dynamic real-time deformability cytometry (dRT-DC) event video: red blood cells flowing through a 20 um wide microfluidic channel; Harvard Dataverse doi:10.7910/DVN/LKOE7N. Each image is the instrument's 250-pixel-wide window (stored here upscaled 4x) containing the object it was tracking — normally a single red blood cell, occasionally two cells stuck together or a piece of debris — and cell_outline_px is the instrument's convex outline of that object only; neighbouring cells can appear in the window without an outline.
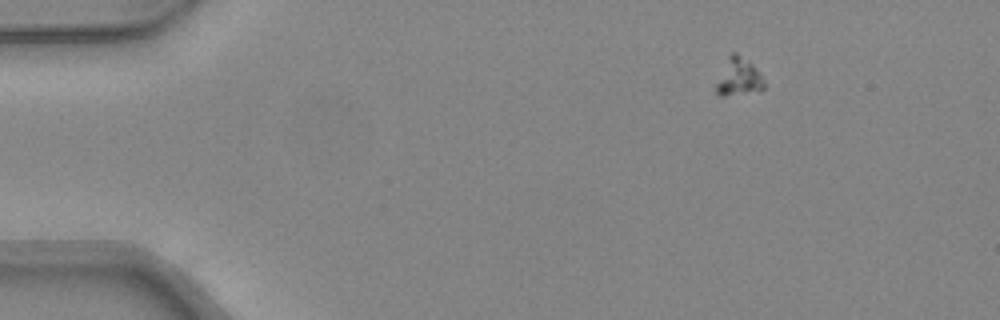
{"species": "common noctule bat (a hibernating species)", "species_latin": "Nyctalus noctula", "temperature_condition": "warm", "stored_images_in_passage": 49, "camera_frame_rate_fps": 3000, "um_per_image_px": 0.085, "animal": {"sex": "female", "body_mass_g": 24.6, "forearm_length_mm": 56.2}, "frame": {"image": 1, "passage_image": 8, "time_ms": 2.333, "image_size_px": [1000, 320], "cell_outline_px": [[764, 88], [724, 96], [720, 96], [716, 92], [716, 84], [728, 56], [732, 52], [736, 52], [752, 64], [760, 72], [764, 80]], "centroid_in_image_um": [62.77, 6.52], "position_along_channel_um": 22.2, "area_um2": 10.12}}
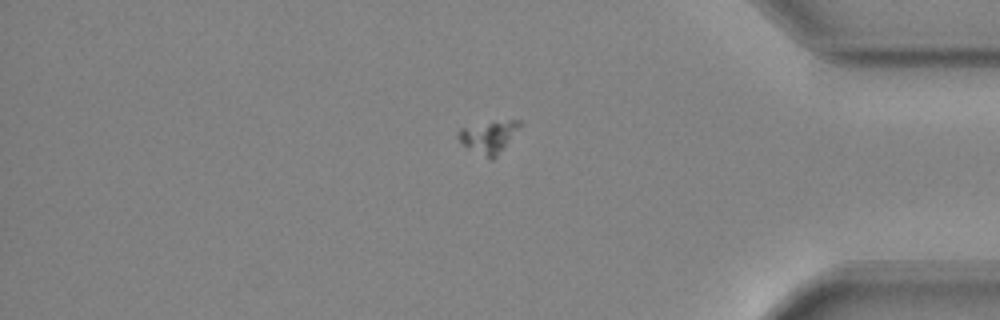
{"frame": {"image": 2, "passage_image": 42, "time_ms": 13.667, "image_size_px": [1000, 320], "cell_outline_px": [[524, 124], [496, 156], [492, 160], [468, 148], [456, 136], [456, 132], [460, 128], [508, 120], [520, 120]], "centroid_in_image_um": [41.57, 11.62], "position_along_channel_um": 393.6, "area_um2": 11.21}}
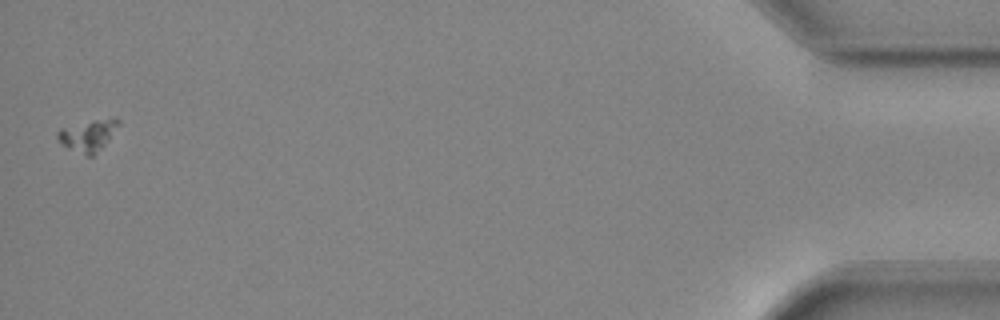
{"frame": {"image": 3, "passage_image": 49, "time_ms": 16.0, "image_size_px": [1000, 320], "cell_outline_px": [[120, 124], [104, 144], [92, 156], [88, 156], [68, 148], [56, 136], [56, 132], [60, 128], [96, 120], [120, 120]], "centroid_in_image_um": [7.44, 11.53], "position_along_channel_um": 427.8, "area_um2": 10.46}}